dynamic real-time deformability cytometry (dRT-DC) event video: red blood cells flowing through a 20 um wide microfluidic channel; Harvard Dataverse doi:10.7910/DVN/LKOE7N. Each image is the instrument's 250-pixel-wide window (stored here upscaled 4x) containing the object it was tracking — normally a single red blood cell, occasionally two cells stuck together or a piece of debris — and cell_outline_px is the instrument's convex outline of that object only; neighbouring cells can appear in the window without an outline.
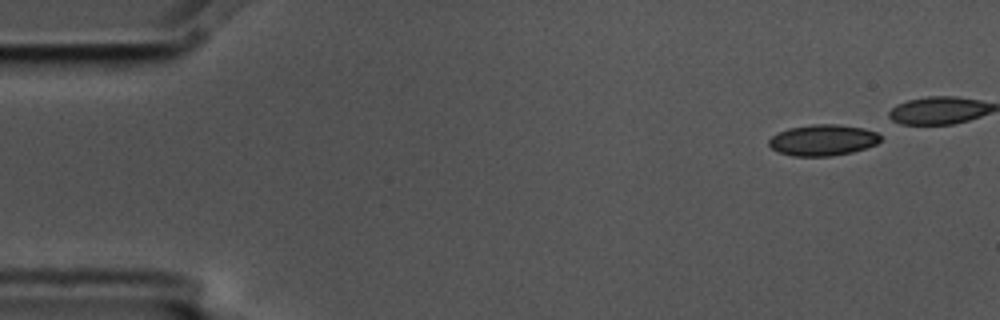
{"species": "common noctule bat (a hibernating species)", "species_latin": "Nyctalus noctula", "temperature_condition": "cold", "stored_images_in_passage": 5, "camera_frame_rate_fps": 3000, "um_per_image_px": 0.085, "animal": {"sex": "male", "body_mass_g": 17.5, "forearm_length_mm": 52.3}, "frame": {"image": 1, "passage_image": 1, "time_ms": 0.0, "image_size_px": [1000, 320], "cell_outline_px": [[880, 140], [876, 144], [852, 152], [832, 156], [792, 156], [780, 152], [772, 148], [768, 144], [768, 140], [772, 136], [788, 128], [812, 124], [840, 124], [864, 128], [876, 132], [880, 136]], "centroid_in_image_um": [69.94, 11.9], "position_along_channel_um": 15.1, "area_um2": 20.17}}